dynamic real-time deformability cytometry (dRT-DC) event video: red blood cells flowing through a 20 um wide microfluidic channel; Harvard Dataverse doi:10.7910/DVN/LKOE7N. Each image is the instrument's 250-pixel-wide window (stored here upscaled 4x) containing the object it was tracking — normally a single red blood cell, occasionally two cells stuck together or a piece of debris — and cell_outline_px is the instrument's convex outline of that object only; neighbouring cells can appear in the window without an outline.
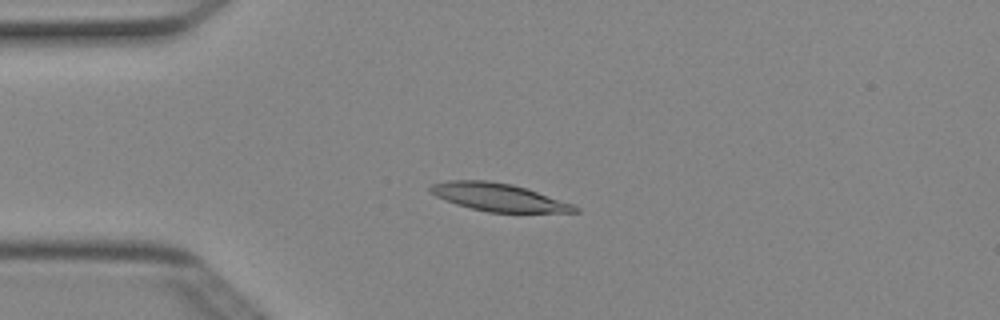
{"species": "Egyptian fruit bat (a non-hibernating species)", "species_latin": "Rousettus aegyptiacus", "temperature_condition": "cold", "stored_images_in_passage": 6, "camera_frame_rate_fps": 3000, "um_per_image_px": 0.085, "animal": {"sex": "female"}, "frame": {"image": 1, "passage_image": 4, "time_ms": 1.0, "image_size_px": [1000, 320], "cell_outline_px": [[580, 212], [488, 212], [456, 204], [436, 196], [428, 192], [428, 184], [448, 180], [488, 180], [512, 184], [528, 188], [572, 204], [580, 208]], "centroid_in_image_um": [42.33, 16.74], "position_along_channel_um": 42.7, "area_um2": 23.52}}
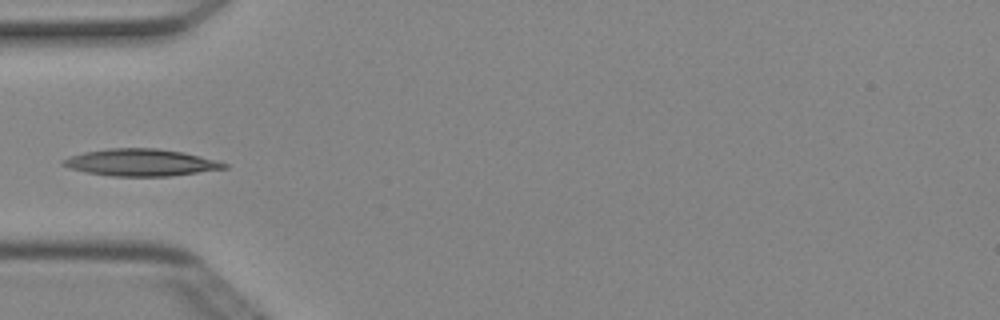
{"frame": {"image": 2, "passage_image": 5, "time_ms": 1.333, "image_size_px": [1000, 320], "cell_outline_px": [[228, 168], [168, 176], [112, 176], [88, 172], [68, 168], [60, 164], [60, 160], [84, 152], [108, 148], [156, 148], [180, 152], [200, 156], [216, 160], [228, 164]], "centroid_in_image_um": [11.94, 13.81], "position_along_channel_um": 73.1, "area_um2": 25.14}}
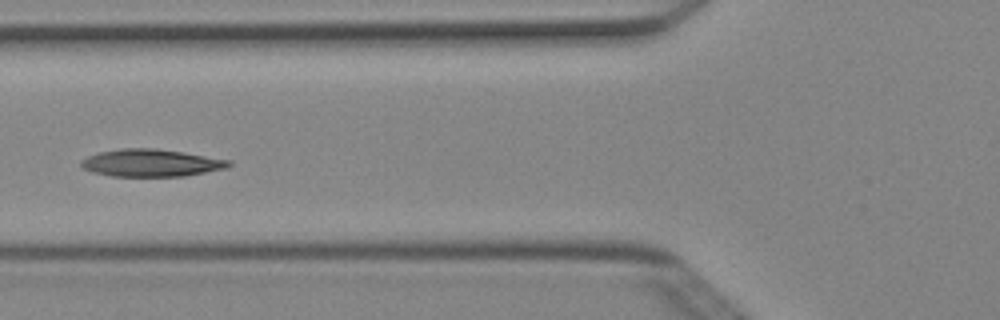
{"frame": {"image": 3, "passage_image": 6, "time_ms": 1.667, "image_size_px": [1000, 320], "cell_outline_px": [[232, 164], [228, 168], [184, 176], [112, 176], [92, 172], [84, 168], [80, 164], [80, 160], [96, 152], [120, 148], [156, 148], [184, 152], [232, 160]], "centroid_in_image_um": [12.86, 13.84], "position_along_channel_um": 112.9, "area_um2": 23.81}}